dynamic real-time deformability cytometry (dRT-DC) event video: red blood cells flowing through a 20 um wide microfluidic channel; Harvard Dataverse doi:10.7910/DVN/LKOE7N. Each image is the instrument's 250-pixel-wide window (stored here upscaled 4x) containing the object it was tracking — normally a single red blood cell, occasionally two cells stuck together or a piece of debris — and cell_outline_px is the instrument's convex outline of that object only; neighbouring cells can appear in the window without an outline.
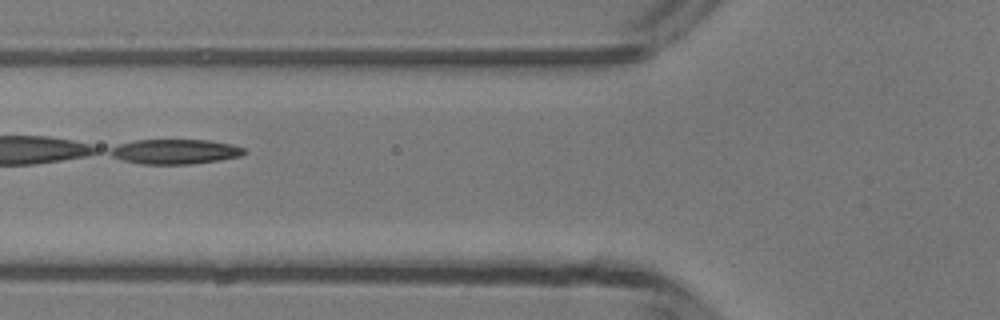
{"species": "common noctule bat (a hibernating species)", "species_latin": "Nyctalus noctula", "temperature_condition": "room temperature", "stored_images_in_passage": 2, "camera_frame_rate_fps": 3000, "um_per_image_px": 0.085, "animal": {"sex": "male", "body_mass_g": 13.3}, "frame": {"image": 1, "passage_image": 2, "time_ms": 2.0, "image_size_px": [1000, 320], "cell_outline_px": [[248, 152], [240, 156], [220, 160], [188, 164], [140, 164], [120, 160], [104, 152], [108, 148], [120, 144], [136, 140], [208, 140], [232, 144], [244, 148]], "centroid_in_image_um": [14.82, 12.89], "position_along_channel_um": 111.0, "area_um2": 19.65}}